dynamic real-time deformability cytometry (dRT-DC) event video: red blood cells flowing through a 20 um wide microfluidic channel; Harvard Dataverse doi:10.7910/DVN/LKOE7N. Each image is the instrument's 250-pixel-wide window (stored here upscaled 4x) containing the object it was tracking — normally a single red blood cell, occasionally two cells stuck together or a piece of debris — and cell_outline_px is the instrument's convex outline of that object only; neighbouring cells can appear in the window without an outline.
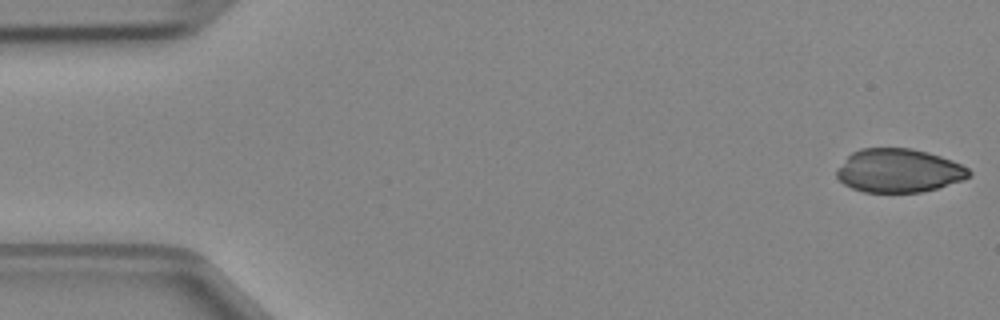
{"species": "Egyptian fruit bat (a non-hibernating species)", "species_latin": "Rousettus aegyptiacus", "temperature_condition": "cold", "stored_images_in_passage": 4, "camera_frame_rate_fps": 3000, "um_per_image_px": 0.085, "animal": {"sex": "female"}, "frame": {"image": 1, "passage_image": 1, "time_ms": 0.0, "image_size_px": [1000, 320], "cell_outline_px": [[972, 176], [964, 180], [936, 188], [920, 192], [864, 192], [852, 188], [844, 184], [836, 176], [836, 172], [848, 156], [852, 152], [860, 148], [912, 148], [928, 152], [952, 160], [968, 168], [972, 172]], "centroid_in_image_um": [76.42, 14.5], "position_along_channel_um": 8.6, "area_um2": 33.58}}